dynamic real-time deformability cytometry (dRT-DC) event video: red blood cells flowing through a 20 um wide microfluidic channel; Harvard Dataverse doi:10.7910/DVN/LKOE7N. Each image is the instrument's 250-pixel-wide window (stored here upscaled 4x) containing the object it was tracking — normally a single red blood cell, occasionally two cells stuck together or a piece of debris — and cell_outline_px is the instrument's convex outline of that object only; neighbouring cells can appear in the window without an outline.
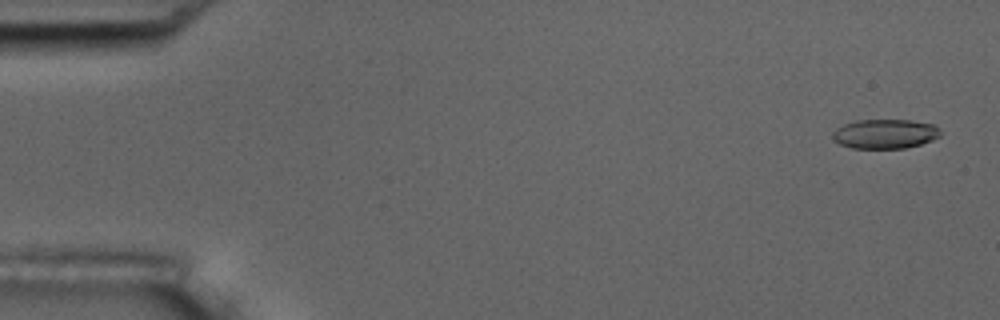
{"species": "common noctule bat (a hibernating species)", "species_latin": "Nyctalus noctula", "temperature_condition": "room temperature", "stored_images_in_passage": 5, "camera_frame_rate_fps": 3000, "um_per_image_px": 0.085, "animal": {"sex": "male", "body_mass_g": 17.5, "forearm_length_mm": 52.3}, "frame": {"image": 1, "passage_image": 1, "time_ms": 0.0, "image_size_px": [1000, 320], "cell_outline_px": [[940, 136], [932, 140], [920, 144], [904, 148], [852, 148], [840, 144], [832, 140], [832, 132], [836, 128], [844, 124], [856, 120], [912, 120], [932, 124], [940, 128]], "centroid_in_image_um": [75.2, 11.37], "position_along_channel_um": 9.8, "area_um2": 18.55}}
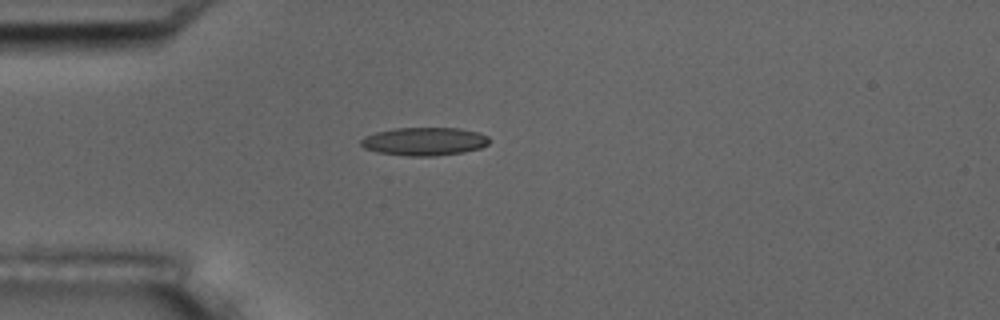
{"frame": {"image": 2, "passage_image": 4, "time_ms": 4.333, "image_size_px": [1000, 320], "cell_outline_px": [[488, 144], [480, 148], [460, 152], [436, 156], [408, 156], [376, 152], [364, 148], [360, 144], [360, 140], [364, 136], [376, 132], [396, 128], [460, 128], [476, 132], [488, 136]], "centroid_in_image_um": [36.02, 12.02], "position_along_channel_um": 49.0, "area_um2": 20.98}}